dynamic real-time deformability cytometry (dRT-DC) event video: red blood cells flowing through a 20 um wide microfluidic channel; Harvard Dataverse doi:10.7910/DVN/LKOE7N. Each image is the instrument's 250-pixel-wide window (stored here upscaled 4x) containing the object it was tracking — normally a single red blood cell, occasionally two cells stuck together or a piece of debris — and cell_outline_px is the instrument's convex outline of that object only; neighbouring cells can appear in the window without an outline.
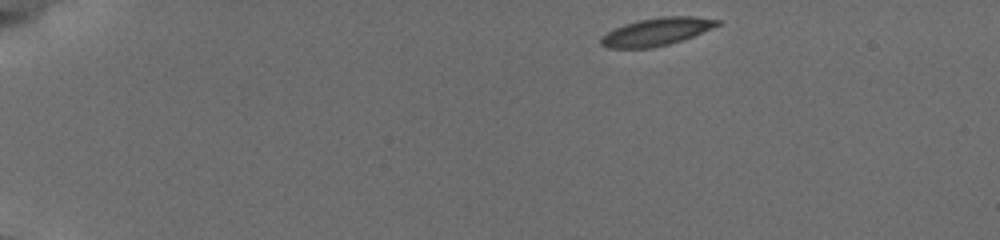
{"species": "common noctule bat (a hibernating species)", "species_latin": "Nyctalus noctula", "temperature_condition": "cold", "stored_images_in_passage": 46, "camera_frame_rate_fps": 3000, "um_per_image_px": 0.085, "animal": {"sex": "female", "body_mass_g": 19.5, "forearm_length_mm": 54.1}, "frame": {"image": 1, "passage_image": 1, "time_ms": 0.0, "image_size_px": [1000, 240], "cell_outline_px": [[720, 24], [692, 36], [668, 44], [652, 48], [608, 48], [600, 44], [600, 40], [608, 32], [624, 24], [640, 20], [660, 16], [696, 16], [720, 20]], "centroid_in_image_um": [55.8, 2.69], "position_along_channel_um": 29.2, "area_um2": 18.5}}
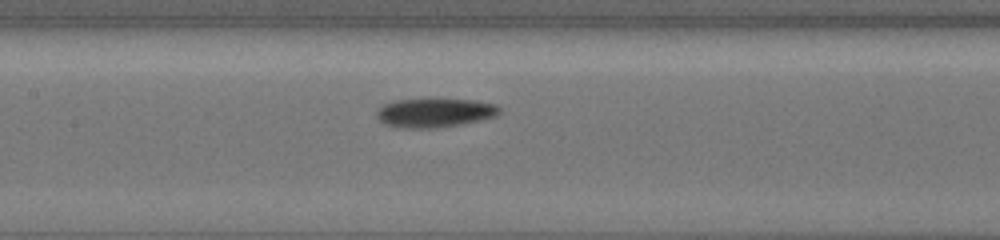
{"frame": {"image": 2, "passage_image": 20, "time_ms": 6.333, "image_size_px": [1000, 240], "cell_outline_px": [[500, 112], [496, 116], [480, 120], [460, 124], [436, 128], [400, 128], [384, 124], [376, 116], [376, 112], [384, 104], [396, 100], [476, 100], [496, 104], [500, 108]], "centroid_in_image_um": [36.95, 9.6], "position_along_channel_um": 170.4, "area_um2": 20.52}}
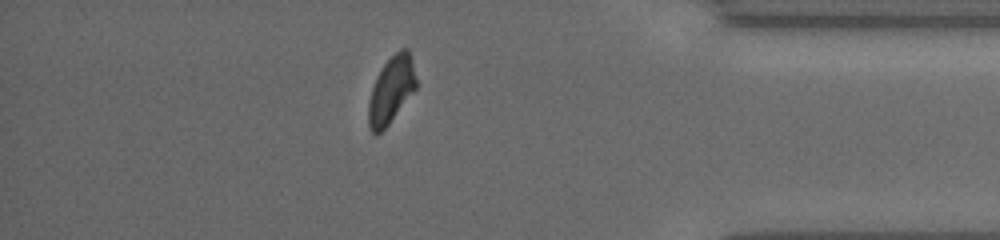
{"frame": {"image": 3, "passage_image": 40, "time_ms": 13.0, "image_size_px": [1000, 240], "cell_outline_px": [[416, 88], [388, 124], [376, 136], [368, 128], [368, 104], [372, 88], [376, 76], [384, 64], [400, 48], [408, 48], [412, 60], [416, 80]], "centroid_in_image_um": [33.23, 7.65], "position_along_channel_um": 402.0, "area_um2": 18.32}, "authors_computed_cell_mechanics": {"area_um2": 19.8832, "velocity_mm_per_s": 3.8126, "shape_relaxation_time_tau1_ms": 2.7991, "shape_relaxation_time_tau2_ms": 2.4278, "deformation_change_tau1": 0.1185, "deformation_change_tau2": 0.0795}}